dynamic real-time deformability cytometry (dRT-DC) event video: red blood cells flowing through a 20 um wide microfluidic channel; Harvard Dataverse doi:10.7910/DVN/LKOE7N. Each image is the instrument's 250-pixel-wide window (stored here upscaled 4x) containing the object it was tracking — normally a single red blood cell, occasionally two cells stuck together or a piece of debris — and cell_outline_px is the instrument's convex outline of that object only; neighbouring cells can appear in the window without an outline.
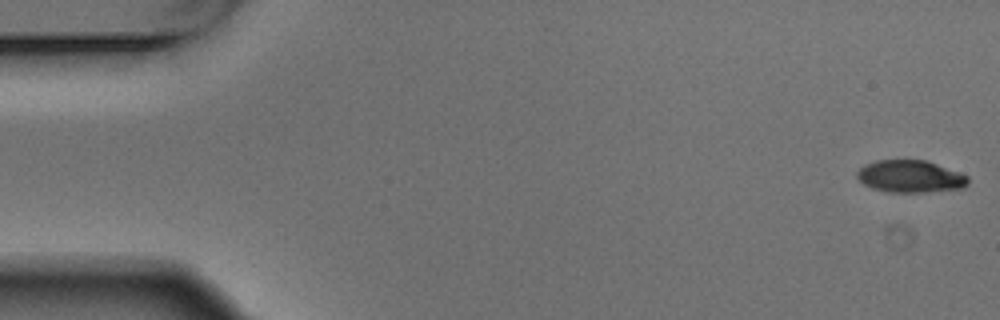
{"species": "Egyptian fruit bat (a non-hibernating species)", "species_latin": "Rousettus aegyptiacus", "temperature_condition": "warm", "stored_images_in_passage": 6, "camera_frame_rate_fps": 3000, "um_per_image_px": 0.085, "animal": {"sex": "male"}, "frame": {"image": 1, "passage_image": 1, "time_ms": 0.0, "image_size_px": [1000, 320], "cell_outline_px": [[968, 184], [964, 188], [924, 192], [888, 192], [872, 188], [864, 184], [856, 176], [856, 172], [864, 164], [876, 160], [924, 160], [936, 164], [968, 176]], "centroid_in_image_um": [77.34, 15.0], "position_along_channel_um": 7.7, "area_um2": 20.75}}
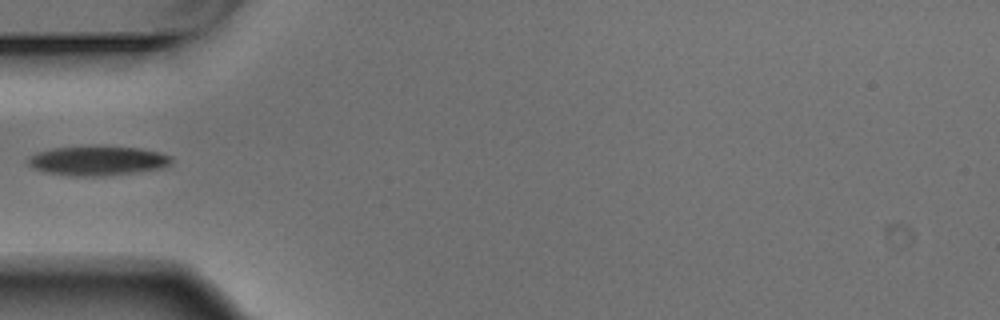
{"frame": {"image": 2, "passage_image": 5, "time_ms": 1.333, "image_size_px": [1000, 320], "cell_outline_px": [[172, 164], [164, 168], [136, 172], [100, 176], [72, 176], [44, 172], [28, 164], [28, 156], [36, 152], [52, 148], [140, 148], [160, 152], [172, 156]], "centroid_in_image_um": [8.33, 13.69], "position_along_channel_um": 76.7, "area_um2": 24.1}}
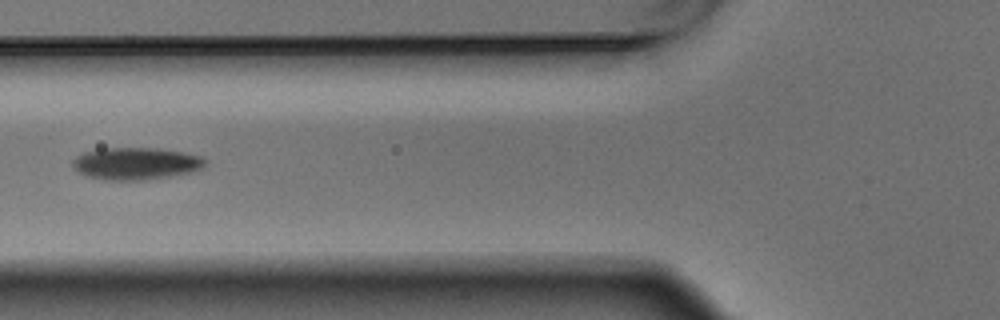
{"frame": {"image": 3, "passage_image": 6, "time_ms": 1.667, "image_size_px": [1000, 320], "cell_outline_px": [[208, 160], [204, 168], [192, 172], [144, 180], [104, 180], [88, 176], [80, 172], [72, 164], [72, 160], [76, 156], [84, 152], [100, 148], [152, 148], [184, 152], [200, 156]], "centroid_in_image_um": [11.58, 13.89], "position_along_channel_um": 114.2, "area_um2": 24.85}}